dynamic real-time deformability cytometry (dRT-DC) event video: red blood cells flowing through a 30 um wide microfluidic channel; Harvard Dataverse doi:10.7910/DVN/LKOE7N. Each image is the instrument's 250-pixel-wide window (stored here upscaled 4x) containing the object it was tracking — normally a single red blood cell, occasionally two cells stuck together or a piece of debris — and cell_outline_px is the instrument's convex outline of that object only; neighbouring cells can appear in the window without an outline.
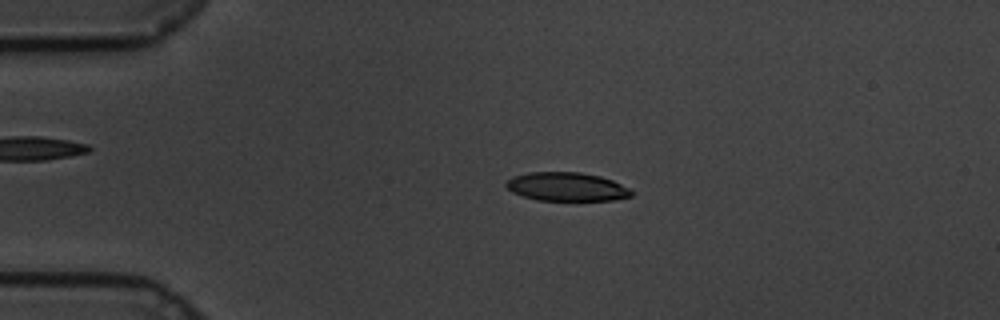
{"species": "common noctule bat (a hibernating species)", "species_latin": "Nyctalus noctula", "temperature_condition": "cold", "stored_images_in_passage": 58, "camera_frame_rate_fps": 3000, "um_per_image_px": 0.085, "animal": {"sex": "male", "body_mass_g": 19.5, "forearm_length_mm": 54.6}, "frame": {"image": 1, "passage_image": 11, "time_ms": 3.333, "image_size_px": [1000, 320], "cell_outline_px": [[632, 196], [616, 200], [536, 200], [512, 192], [504, 184], [512, 176], [528, 172], [580, 172], [600, 176], [612, 180], [628, 188], [632, 192]], "centroid_in_image_um": [48.15, 15.87], "position_along_channel_um": 36.8, "area_um2": 20.87}}
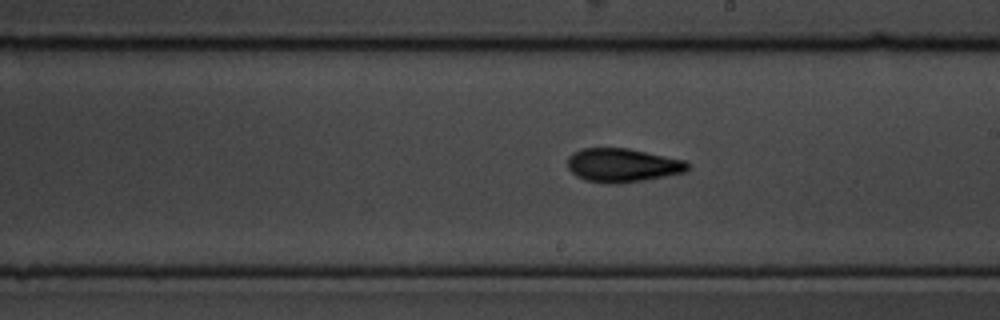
{"frame": {"image": 2, "passage_image": 32, "time_ms": 10.333, "image_size_px": [1000, 320], "cell_outline_px": [[688, 172], [644, 180], [616, 184], [584, 180], [576, 176], [568, 168], [568, 156], [572, 152], [584, 148], [628, 148], [684, 160], [688, 164]], "centroid_in_image_um": [52.9, 14.04], "position_along_channel_um": 236.1, "area_um2": 23.58}}
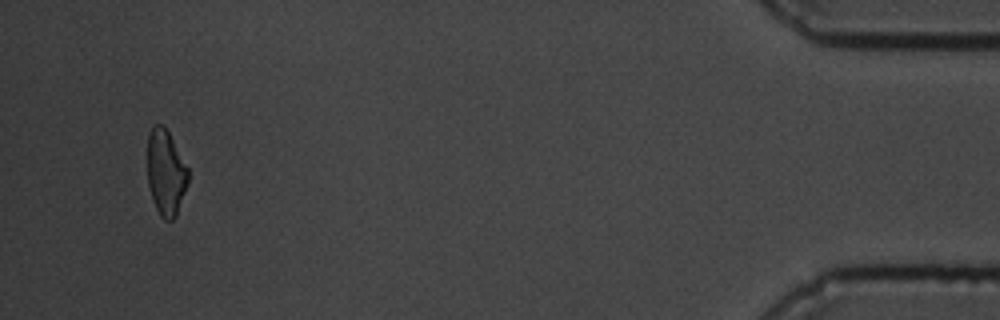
{"frame": {"image": 3, "passage_image": 55, "time_ms": 18.0, "image_size_px": [1000, 320], "cell_outline_px": [[188, 184], [176, 216], [172, 220], [164, 220], [160, 216], [152, 200], [148, 184], [148, 136], [152, 124], [164, 124], [188, 168]], "centroid_in_image_um": [14.09, 14.67], "position_along_channel_um": 421.1, "area_um2": 20.4}, "authors_computed_cell_mechanics": {"area_um2": 21.9062, "velocity_mm_per_s": 3.3824, "shape_relaxation_time_tau1_ms": 5.677, "shape_relaxation_time_tau2_ms": 4.1387, "deformation_change_tau1": 0.1661, "deformation_change_tau2": 0.1155}}